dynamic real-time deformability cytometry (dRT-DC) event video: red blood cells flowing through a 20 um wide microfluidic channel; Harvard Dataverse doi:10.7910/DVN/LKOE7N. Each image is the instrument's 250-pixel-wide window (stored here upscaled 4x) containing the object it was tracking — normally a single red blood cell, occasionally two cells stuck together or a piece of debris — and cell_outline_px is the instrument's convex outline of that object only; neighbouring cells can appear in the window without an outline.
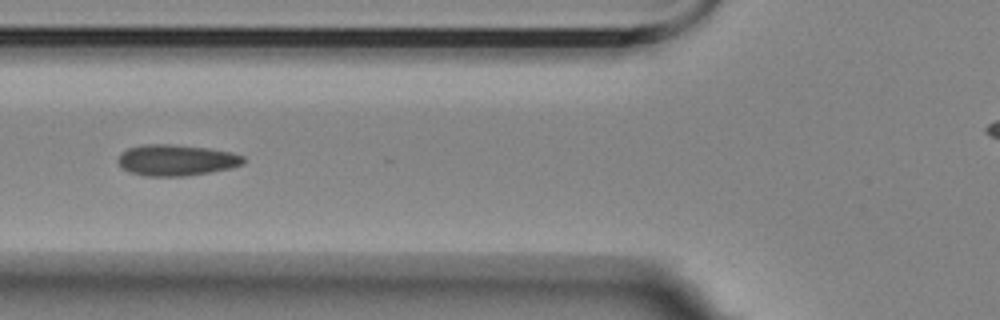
{"species": "Egyptian fruit bat (a non-hibernating species)", "species_latin": "Rousettus aegyptiacus", "temperature_condition": "room temperature", "stored_images_in_passage": 7, "camera_frame_rate_fps": 3000, "um_per_image_px": 0.085, "animal": {"sex": "female"}, "frame": {"image": 1, "passage_image": 6, "time_ms": 5.667, "image_size_px": [1000, 320], "cell_outline_px": [[244, 164], [232, 168], [184, 176], [144, 176], [128, 172], [120, 168], [116, 160], [128, 148], [148, 144], [164, 144], [208, 148], [228, 152], [244, 156]], "centroid_in_image_um": [14.95, 13.63], "position_along_channel_um": 110.8, "area_um2": 22.6}}
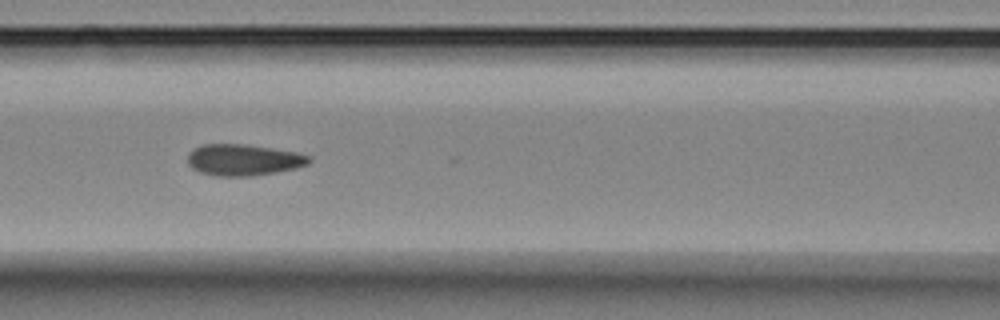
{"frame": {"image": 2, "passage_image": 7, "time_ms": 6.667, "image_size_px": [1000, 320], "cell_outline_px": [[312, 160], [308, 164], [296, 168], [276, 172], [252, 176], [216, 176], [200, 172], [192, 168], [188, 164], [188, 152], [192, 148], [200, 144], [248, 144], [300, 152], [312, 156]], "centroid_in_image_um": [20.71, 13.57], "position_along_channel_um": 145.9, "area_um2": 22.66}}